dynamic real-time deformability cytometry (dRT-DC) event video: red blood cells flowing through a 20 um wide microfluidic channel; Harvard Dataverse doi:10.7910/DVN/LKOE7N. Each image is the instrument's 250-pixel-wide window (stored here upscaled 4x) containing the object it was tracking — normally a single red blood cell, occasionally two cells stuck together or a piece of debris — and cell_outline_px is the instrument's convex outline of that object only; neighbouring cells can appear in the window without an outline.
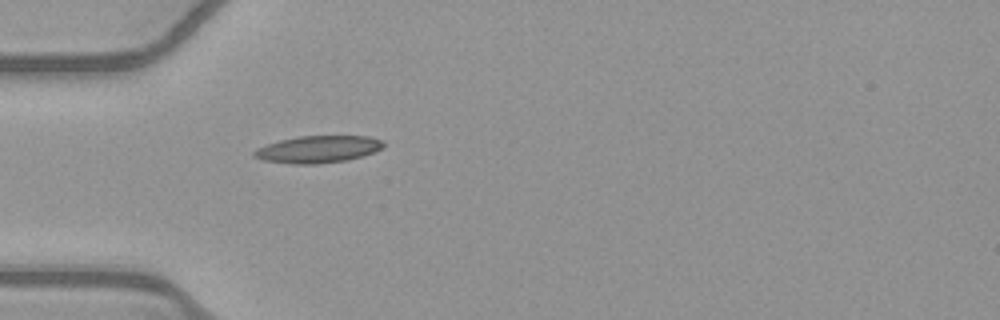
{"species": "common noctule bat (a hibernating species)", "species_latin": "Nyctalus noctula", "temperature_condition": "warm", "stored_images_in_passage": 7, "camera_frame_rate_fps": 3000, "um_per_image_px": 0.085, "animal": {"sex": "female", "body_mass_g": 21.9}, "frame": {"image": 1, "passage_image": 1, "time_ms": 0.0, "image_size_px": [1000, 320], "cell_outline_px": [[384, 144], [380, 148], [372, 152], [348, 160], [316, 164], [292, 164], [264, 160], [252, 156], [252, 152], [256, 148], [280, 140], [300, 136], [368, 136], [384, 140]], "centroid_in_image_um": [27.0, 12.69], "position_along_channel_um": 58.0, "area_um2": 20.29}}
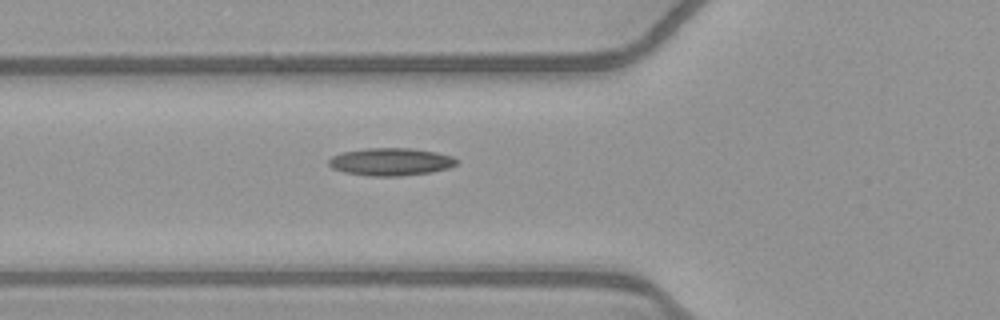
{"frame": {"image": 2, "passage_image": 4, "time_ms": 1.0, "image_size_px": [1000, 320], "cell_outline_px": [[456, 164], [448, 168], [432, 172], [400, 176], [368, 176], [344, 172], [332, 168], [328, 164], [328, 160], [332, 156], [340, 152], [364, 148], [408, 148], [436, 152], [452, 156], [456, 160]], "centroid_in_image_um": [33.16, 13.75], "position_along_channel_um": 92.6, "area_um2": 20.63}}